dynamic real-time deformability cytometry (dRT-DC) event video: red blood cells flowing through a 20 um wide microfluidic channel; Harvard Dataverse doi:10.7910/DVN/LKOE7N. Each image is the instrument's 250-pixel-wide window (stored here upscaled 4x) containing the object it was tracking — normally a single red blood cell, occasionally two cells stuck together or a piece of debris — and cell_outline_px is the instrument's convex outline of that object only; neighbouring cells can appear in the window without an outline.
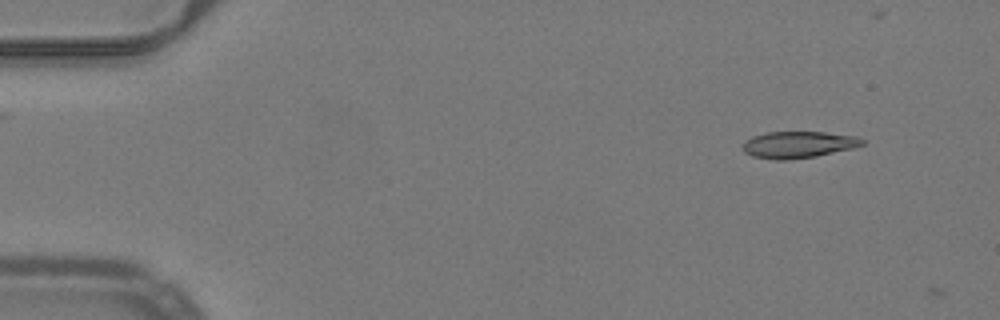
{"species": "common noctule bat (a hibernating species)", "species_latin": "Nyctalus noctula", "temperature_condition": "warm", "stored_images_in_passage": 3, "camera_frame_rate_fps": 3000, "um_per_image_px": 0.085, "animal": {"sex": "male", "body_mass_g": 19.2, "forearm_length_mm": 51.8}, "frame": {"image": 1, "passage_image": 2, "time_ms": 0.333, "image_size_px": [1000, 320], "cell_outline_px": [[864, 144], [852, 148], [816, 156], [788, 160], [776, 160], [752, 156], [744, 152], [740, 148], [744, 140], [752, 136], [768, 132], [824, 132], [856, 136], [864, 140]], "centroid_in_image_um": [67.79, 12.29], "position_along_channel_um": 17.2, "area_um2": 18.67}}